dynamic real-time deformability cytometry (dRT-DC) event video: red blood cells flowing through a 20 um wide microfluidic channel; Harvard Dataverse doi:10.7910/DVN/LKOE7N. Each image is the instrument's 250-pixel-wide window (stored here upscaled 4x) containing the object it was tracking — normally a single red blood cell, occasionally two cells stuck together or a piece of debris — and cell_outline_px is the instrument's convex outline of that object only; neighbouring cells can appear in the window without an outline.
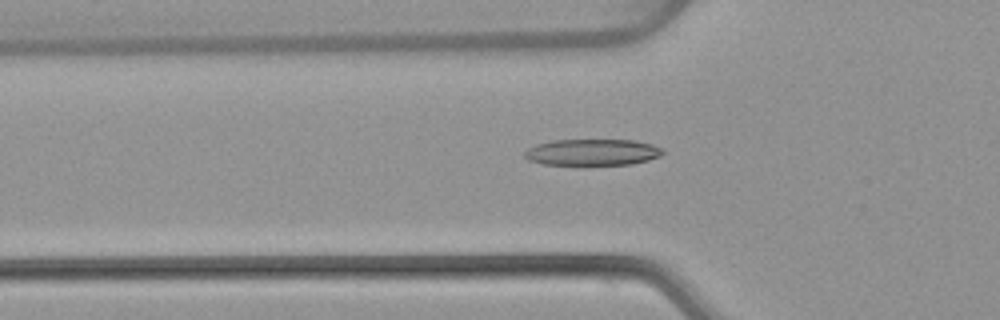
{"species": "common noctule bat (a hibernating species)", "species_latin": "Nyctalus noctula", "temperature_condition": "warm", "stored_images_in_passage": 50, "camera_frame_rate_fps": 3000, "um_per_image_px": 0.085, "animal": {"sex": "female", "body_mass_g": 22.7, "forearm_length_mm": 54.2}, "frame": {"image": 1, "passage_image": 18, "time_ms": 5.667, "image_size_px": [1000, 320], "cell_outline_px": [[664, 152], [660, 156], [648, 160], [632, 164], [544, 164], [528, 160], [524, 156], [524, 152], [528, 148], [536, 144], [552, 140], [636, 140], [652, 144], [664, 148]], "centroid_in_image_um": [50.37, 12.93], "position_along_channel_um": 75.4, "area_um2": 21.21}}
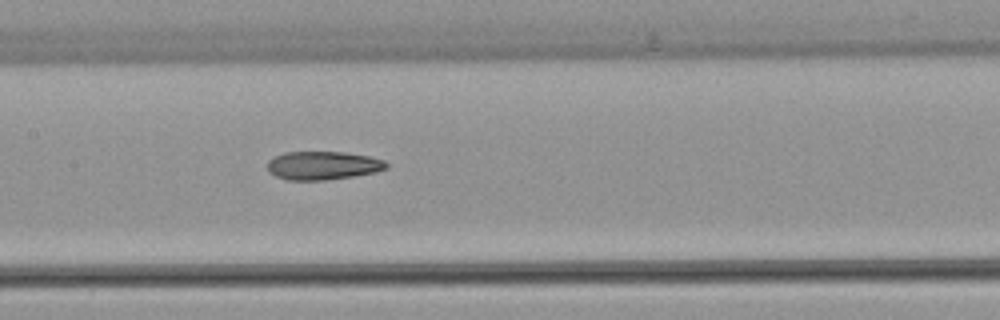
{"frame": {"image": 2, "passage_image": 26, "time_ms": 8.333, "image_size_px": [1000, 320], "cell_outline_px": [[388, 168], [376, 172], [352, 176], [324, 180], [288, 180], [276, 176], [268, 172], [268, 160], [284, 152], [344, 152], [368, 156], [384, 160], [388, 164]], "centroid_in_image_um": [27.44, 14.07], "position_along_channel_um": 180.0, "area_um2": 19.65}}
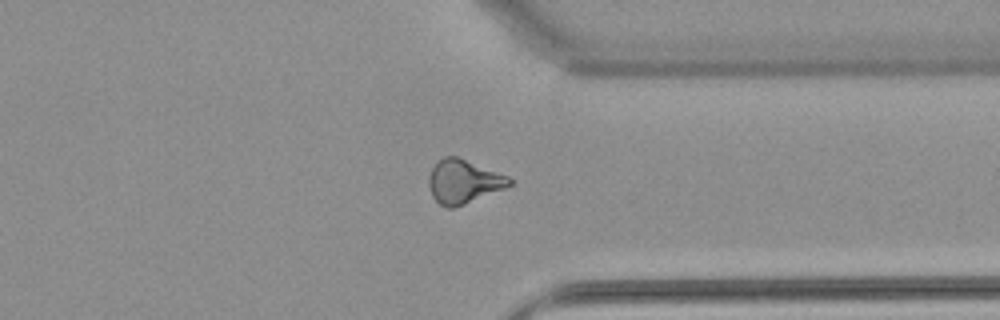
{"frame": {"image": 3, "passage_image": 41, "time_ms": 13.333, "image_size_px": [1000, 320], "cell_outline_px": [[512, 184], [504, 188], [464, 204], [452, 208], [448, 208], [440, 204], [432, 196], [428, 184], [428, 176], [436, 160], [444, 156], [456, 156], [508, 176], [512, 180]], "centroid_in_image_um": [39.35, 15.42], "position_along_channel_um": 372.0, "area_um2": 20.35}}